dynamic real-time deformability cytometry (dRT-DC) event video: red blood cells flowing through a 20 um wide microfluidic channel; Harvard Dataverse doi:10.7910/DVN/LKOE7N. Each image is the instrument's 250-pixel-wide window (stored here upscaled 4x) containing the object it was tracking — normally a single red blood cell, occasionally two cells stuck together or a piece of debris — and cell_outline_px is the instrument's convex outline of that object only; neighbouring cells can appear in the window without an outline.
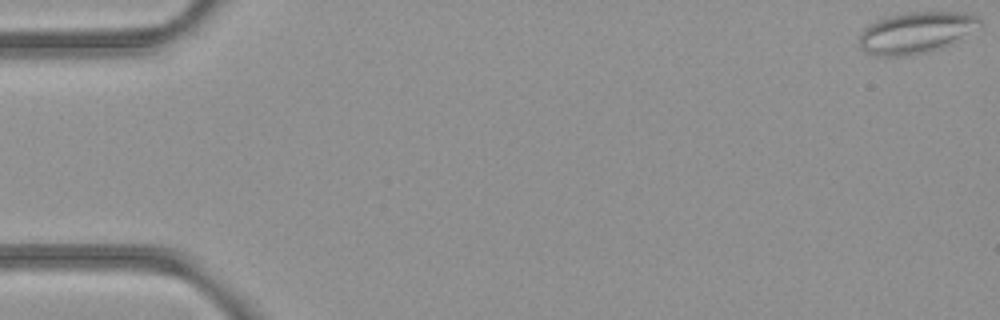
{"species": "common noctule bat (a hibernating species)", "species_latin": "Nyctalus noctula", "temperature_condition": "room temperature", "stored_images_in_passage": 10, "camera_frame_rate_fps": 3000, "um_per_image_px": 0.085, "animal": {"sex": "female", "body_mass_g": 21.9}, "frame": {"image": 1, "passage_image": 1, "time_ms": 0.0, "image_size_px": [1000, 320], "cell_outline_px": [[984, 24], [980, 28], [944, 48], [928, 52], [908, 56], [876, 56], [864, 52], [860, 48], [860, 36], [864, 28], [876, 20], [908, 12], [964, 12], [976, 16], [984, 20]], "centroid_in_image_um": [77.93, 2.78], "position_along_channel_um": 7.1, "area_um2": 29.48}}
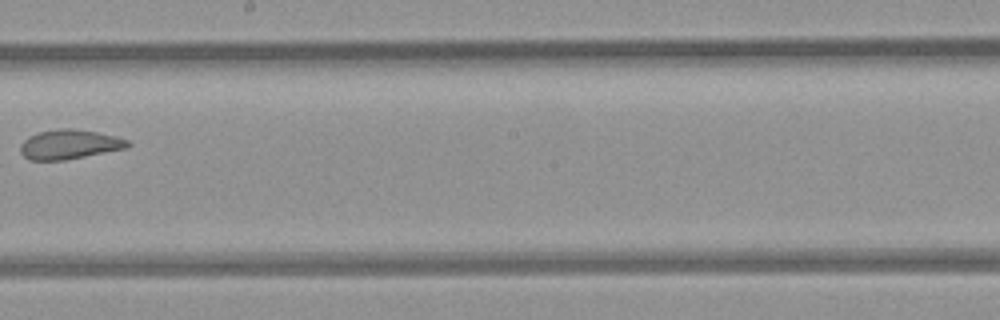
{"frame": {"image": 2, "passage_image": 9, "time_ms": 2.667, "image_size_px": [1000, 320], "cell_outline_px": [[132, 144], [128, 148], [64, 160], [28, 160], [20, 152], [20, 144], [28, 136], [36, 132], [60, 128], [72, 128], [96, 132], [116, 136], [128, 140]], "centroid_in_image_um": [5.89, 12.27], "position_along_channel_um": 242.3, "area_um2": 18.61}}
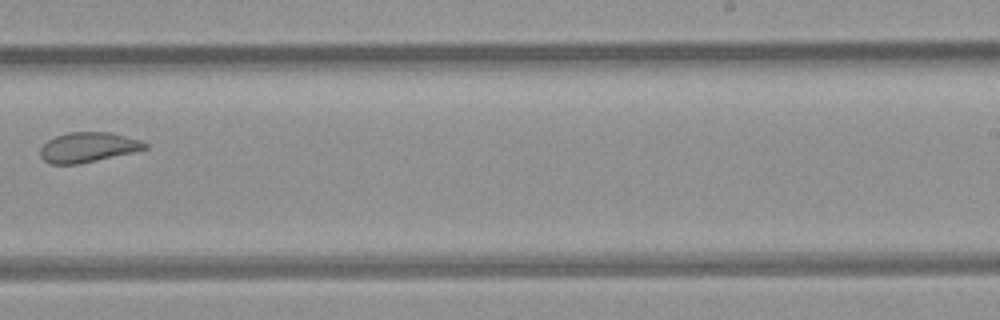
{"frame": {"image": 3, "passage_image": 10, "time_ms": 3.0, "image_size_px": [1000, 320], "cell_outline_px": [[148, 148], [136, 152], [76, 164], [48, 164], [40, 156], [40, 148], [48, 140], [56, 136], [68, 132], [108, 132], [140, 140], [148, 144]], "centroid_in_image_um": [7.48, 12.52], "position_along_channel_um": 281.5, "area_um2": 18.21}}